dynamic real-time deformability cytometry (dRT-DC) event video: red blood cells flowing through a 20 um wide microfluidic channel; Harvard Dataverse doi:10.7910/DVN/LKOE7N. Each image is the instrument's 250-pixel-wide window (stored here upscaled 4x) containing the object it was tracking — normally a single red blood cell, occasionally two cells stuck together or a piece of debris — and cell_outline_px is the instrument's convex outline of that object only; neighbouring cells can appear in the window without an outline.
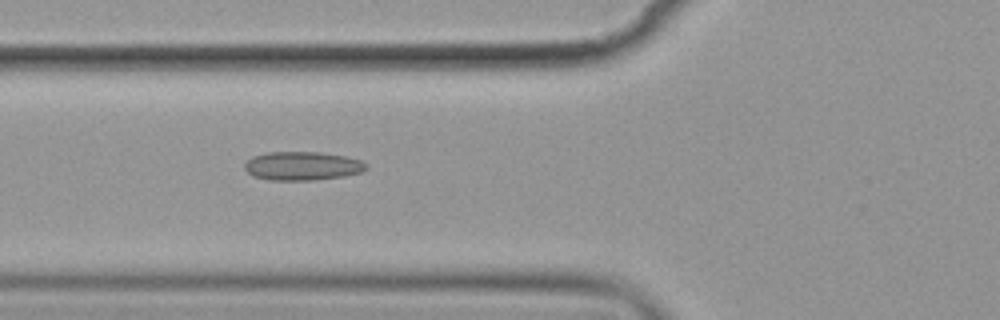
{"species": "common noctule bat (a hibernating species)", "species_latin": "Nyctalus noctula", "temperature_condition": "cold", "stored_images_in_passage": 6, "camera_frame_rate_fps": 3000, "um_per_image_px": 0.085, "animal": {"sex": "female", "body_mass_g": 19.9}, "frame": {"image": 1, "passage_image": 6, "time_ms": 6.667, "image_size_px": [1000, 320], "cell_outline_px": [[368, 168], [364, 172], [344, 176], [312, 180], [268, 180], [252, 176], [244, 168], [244, 164], [252, 156], [268, 152], [320, 152], [344, 156], [360, 160], [368, 164]], "centroid_in_image_um": [25.71, 14.11], "position_along_channel_um": 100.1, "area_um2": 20.46}}